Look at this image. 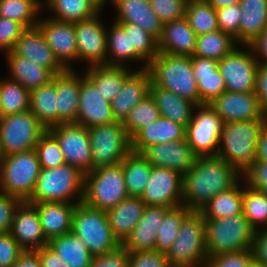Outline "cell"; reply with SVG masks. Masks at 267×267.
Instances as JSON below:
<instances>
[{"mask_svg":"<svg viewBox=\"0 0 267 267\" xmlns=\"http://www.w3.org/2000/svg\"><path fill=\"white\" fill-rule=\"evenodd\" d=\"M37 208L43 234L46 240L72 232L73 214L76 204L66 202L30 203Z\"/></svg>","mask_w":267,"mask_h":267,"instance_id":"obj_27","label":"cell"},{"mask_svg":"<svg viewBox=\"0 0 267 267\" xmlns=\"http://www.w3.org/2000/svg\"><path fill=\"white\" fill-rule=\"evenodd\" d=\"M252 251L254 261L267 267V228L255 231Z\"/></svg>","mask_w":267,"mask_h":267,"instance_id":"obj_60","label":"cell"},{"mask_svg":"<svg viewBox=\"0 0 267 267\" xmlns=\"http://www.w3.org/2000/svg\"><path fill=\"white\" fill-rule=\"evenodd\" d=\"M191 212L185 205L170 208L157 231L155 251L167 253L177 238L183 219Z\"/></svg>","mask_w":267,"mask_h":267,"instance_id":"obj_47","label":"cell"},{"mask_svg":"<svg viewBox=\"0 0 267 267\" xmlns=\"http://www.w3.org/2000/svg\"><path fill=\"white\" fill-rule=\"evenodd\" d=\"M242 213L255 229L267 228V199L263 191L254 190L243 183ZM261 225V226H260Z\"/></svg>","mask_w":267,"mask_h":267,"instance_id":"obj_49","label":"cell"},{"mask_svg":"<svg viewBox=\"0 0 267 267\" xmlns=\"http://www.w3.org/2000/svg\"><path fill=\"white\" fill-rule=\"evenodd\" d=\"M108 0H93V2L101 9L103 10V7L105 6L106 2ZM113 1V0H110Z\"/></svg>","mask_w":267,"mask_h":267,"instance_id":"obj_67","label":"cell"},{"mask_svg":"<svg viewBox=\"0 0 267 267\" xmlns=\"http://www.w3.org/2000/svg\"><path fill=\"white\" fill-rule=\"evenodd\" d=\"M119 24L125 31H130L131 61H136V63L144 61L141 69H146L148 64L159 54L158 40L136 24Z\"/></svg>","mask_w":267,"mask_h":267,"instance_id":"obj_41","label":"cell"},{"mask_svg":"<svg viewBox=\"0 0 267 267\" xmlns=\"http://www.w3.org/2000/svg\"><path fill=\"white\" fill-rule=\"evenodd\" d=\"M128 196L121 163L85 173L82 202L87 206L108 211Z\"/></svg>","mask_w":267,"mask_h":267,"instance_id":"obj_7","label":"cell"},{"mask_svg":"<svg viewBox=\"0 0 267 267\" xmlns=\"http://www.w3.org/2000/svg\"><path fill=\"white\" fill-rule=\"evenodd\" d=\"M183 175L178 171L154 167L141 199L146 205L176 207L182 205Z\"/></svg>","mask_w":267,"mask_h":267,"instance_id":"obj_16","label":"cell"},{"mask_svg":"<svg viewBox=\"0 0 267 267\" xmlns=\"http://www.w3.org/2000/svg\"><path fill=\"white\" fill-rule=\"evenodd\" d=\"M84 176L79 168L67 163L55 168H41L34 193L27 202L82 203Z\"/></svg>","mask_w":267,"mask_h":267,"instance_id":"obj_4","label":"cell"},{"mask_svg":"<svg viewBox=\"0 0 267 267\" xmlns=\"http://www.w3.org/2000/svg\"><path fill=\"white\" fill-rule=\"evenodd\" d=\"M176 240L166 253L171 267H206L208 261L205 219L191 211L182 221Z\"/></svg>","mask_w":267,"mask_h":267,"instance_id":"obj_5","label":"cell"},{"mask_svg":"<svg viewBox=\"0 0 267 267\" xmlns=\"http://www.w3.org/2000/svg\"><path fill=\"white\" fill-rule=\"evenodd\" d=\"M223 125L210 104L196 106L192 120L186 126L185 138L198 157L217 155Z\"/></svg>","mask_w":267,"mask_h":267,"instance_id":"obj_12","label":"cell"},{"mask_svg":"<svg viewBox=\"0 0 267 267\" xmlns=\"http://www.w3.org/2000/svg\"><path fill=\"white\" fill-rule=\"evenodd\" d=\"M112 3L117 11L115 22L136 24L157 40L160 38L163 23L152 10L149 0H113Z\"/></svg>","mask_w":267,"mask_h":267,"instance_id":"obj_26","label":"cell"},{"mask_svg":"<svg viewBox=\"0 0 267 267\" xmlns=\"http://www.w3.org/2000/svg\"><path fill=\"white\" fill-rule=\"evenodd\" d=\"M150 95L159 109L160 116L181 124L185 128L191 122L193 111L197 106L194 102L158 87L153 82L150 86Z\"/></svg>","mask_w":267,"mask_h":267,"instance_id":"obj_33","label":"cell"},{"mask_svg":"<svg viewBox=\"0 0 267 267\" xmlns=\"http://www.w3.org/2000/svg\"><path fill=\"white\" fill-rule=\"evenodd\" d=\"M26 29L23 24L0 16V49L5 53L13 51L17 40Z\"/></svg>","mask_w":267,"mask_h":267,"instance_id":"obj_54","label":"cell"},{"mask_svg":"<svg viewBox=\"0 0 267 267\" xmlns=\"http://www.w3.org/2000/svg\"><path fill=\"white\" fill-rule=\"evenodd\" d=\"M145 202L138 196H128L106 211L114 238L122 245L142 218Z\"/></svg>","mask_w":267,"mask_h":267,"instance_id":"obj_29","label":"cell"},{"mask_svg":"<svg viewBox=\"0 0 267 267\" xmlns=\"http://www.w3.org/2000/svg\"><path fill=\"white\" fill-rule=\"evenodd\" d=\"M12 267H42L35 251H24Z\"/></svg>","mask_w":267,"mask_h":267,"instance_id":"obj_64","label":"cell"},{"mask_svg":"<svg viewBox=\"0 0 267 267\" xmlns=\"http://www.w3.org/2000/svg\"><path fill=\"white\" fill-rule=\"evenodd\" d=\"M72 233L85 243L93 256L110 253L120 246L113 236L106 211L91 208L83 202L76 204Z\"/></svg>","mask_w":267,"mask_h":267,"instance_id":"obj_9","label":"cell"},{"mask_svg":"<svg viewBox=\"0 0 267 267\" xmlns=\"http://www.w3.org/2000/svg\"><path fill=\"white\" fill-rule=\"evenodd\" d=\"M4 157L2 150H1V145H0V161L2 160V158Z\"/></svg>","mask_w":267,"mask_h":267,"instance_id":"obj_69","label":"cell"},{"mask_svg":"<svg viewBox=\"0 0 267 267\" xmlns=\"http://www.w3.org/2000/svg\"><path fill=\"white\" fill-rule=\"evenodd\" d=\"M41 167L35 149L6 155L0 161V192L28 201Z\"/></svg>","mask_w":267,"mask_h":267,"instance_id":"obj_6","label":"cell"},{"mask_svg":"<svg viewBox=\"0 0 267 267\" xmlns=\"http://www.w3.org/2000/svg\"><path fill=\"white\" fill-rule=\"evenodd\" d=\"M23 252L9 232L0 233V267H12Z\"/></svg>","mask_w":267,"mask_h":267,"instance_id":"obj_57","label":"cell"},{"mask_svg":"<svg viewBox=\"0 0 267 267\" xmlns=\"http://www.w3.org/2000/svg\"><path fill=\"white\" fill-rule=\"evenodd\" d=\"M245 50L235 47L218 61V69L225 80L226 91L249 93L255 91L258 61L249 45Z\"/></svg>","mask_w":267,"mask_h":267,"instance_id":"obj_13","label":"cell"},{"mask_svg":"<svg viewBox=\"0 0 267 267\" xmlns=\"http://www.w3.org/2000/svg\"><path fill=\"white\" fill-rule=\"evenodd\" d=\"M13 51L17 55L49 69L54 75L66 70L56 59L53 50L49 47L37 26L27 28L22 33Z\"/></svg>","mask_w":267,"mask_h":267,"instance_id":"obj_25","label":"cell"},{"mask_svg":"<svg viewBox=\"0 0 267 267\" xmlns=\"http://www.w3.org/2000/svg\"><path fill=\"white\" fill-rule=\"evenodd\" d=\"M255 160L267 162V123L264 125L259 134Z\"/></svg>","mask_w":267,"mask_h":267,"instance_id":"obj_65","label":"cell"},{"mask_svg":"<svg viewBox=\"0 0 267 267\" xmlns=\"http://www.w3.org/2000/svg\"><path fill=\"white\" fill-rule=\"evenodd\" d=\"M241 180L251 189L267 191V162L254 160L241 173Z\"/></svg>","mask_w":267,"mask_h":267,"instance_id":"obj_55","label":"cell"},{"mask_svg":"<svg viewBox=\"0 0 267 267\" xmlns=\"http://www.w3.org/2000/svg\"><path fill=\"white\" fill-rule=\"evenodd\" d=\"M185 132L186 128L183 125L160 116L131 139V150L141 153L145 148L154 144L182 140L185 138Z\"/></svg>","mask_w":267,"mask_h":267,"instance_id":"obj_31","label":"cell"},{"mask_svg":"<svg viewBox=\"0 0 267 267\" xmlns=\"http://www.w3.org/2000/svg\"><path fill=\"white\" fill-rule=\"evenodd\" d=\"M230 35L218 29L214 32L197 36L196 49L193 56L221 60L238 45Z\"/></svg>","mask_w":267,"mask_h":267,"instance_id":"obj_42","label":"cell"},{"mask_svg":"<svg viewBox=\"0 0 267 267\" xmlns=\"http://www.w3.org/2000/svg\"><path fill=\"white\" fill-rule=\"evenodd\" d=\"M209 104L224 123L267 119L254 92L225 91Z\"/></svg>","mask_w":267,"mask_h":267,"instance_id":"obj_18","label":"cell"},{"mask_svg":"<svg viewBox=\"0 0 267 267\" xmlns=\"http://www.w3.org/2000/svg\"><path fill=\"white\" fill-rule=\"evenodd\" d=\"M35 252L38 254L42 267H69V265L48 246L35 250Z\"/></svg>","mask_w":267,"mask_h":267,"instance_id":"obj_62","label":"cell"},{"mask_svg":"<svg viewBox=\"0 0 267 267\" xmlns=\"http://www.w3.org/2000/svg\"><path fill=\"white\" fill-rule=\"evenodd\" d=\"M41 168H55L65 162L57 140L47 131L35 147Z\"/></svg>","mask_w":267,"mask_h":267,"instance_id":"obj_50","label":"cell"},{"mask_svg":"<svg viewBox=\"0 0 267 267\" xmlns=\"http://www.w3.org/2000/svg\"><path fill=\"white\" fill-rule=\"evenodd\" d=\"M50 247L69 267H90L93 255L85 243L72 232L48 242Z\"/></svg>","mask_w":267,"mask_h":267,"instance_id":"obj_37","label":"cell"},{"mask_svg":"<svg viewBox=\"0 0 267 267\" xmlns=\"http://www.w3.org/2000/svg\"><path fill=\"white\" fill-rule=\"evenodd\" d=\"M159 117V109L151 95H148L132 108L122 124L126 133L132 139L142 128L150 125Z\"/></svg>","mask_w":267,"mask_h":267,"instance_id":"obj_48","label":"cell"},{"mask_svg":"<svg viewBox=\"0 0 267 267\" xmlns=\"http://www.w3.org/2000/svg\"><path fill=\"white\" fill-rule=\"evenodd\" d=\"M129 251L120 245L116 250L92 257L90 267H128Z\"/></svg>","mask_w":267,"mask_h":267,"instance_id":"obj_59","label":"cell"},{"mask_svg":"<svg viewBox=\"0 0 267 267\" xmlns=\"http://www.w3.org/2000/svg\"><path fill=\"white\" fill-rule=\"evenodd\" d=\"M170 207L146 205L144 214L122 246L129 252L155 251L157 231Z\"/></svg>","mask_w":267,"mask_h":267,"instance_id":"obj_24","label":"cell"},{"mask_svg":"<svg viewBox=\"0 0 267 267\" xmlns=\"http://www.w3.org/2000/svg\"><path fill=\"white\" fill-rule=\"evenodd\" d=\"M47 128L30 111L0 117V145L4 156L35 149Z\"/></svg>","mask_w":267,"mask_h":267,"instance_id":"obj_10","label":"cell"},{"mask_svg":"<svg viewBox=\"0 0 267 267\" xmlns=\"http://www.w3.org/2000/svg\"><path fill=\"white\" fill-rule=\"evenodd\" d=\"M58 142L65 162L84 174L94 169L88 128L76 123H62L47 130Z\"/></svg>","mask_w":267,"mask_h":267,"instance_id":"obj_14","label":"cell"},{"mask_svg":"<svg viewBox=\"0 0 267 267\" xmlns=\"http://www.w3.org/2000/svg\"><path fill=\"white\" fill-rule=\"evenodd\" d=\"M45 6L51 10L55 20L64 22H80L89 19L102 10L93 2V0H45ZM45 4V5H44Z\"/></svg>","mask_w":267,"mask_h":267,"instance_id":"obj_39","label":"cell"},{"mask_svg":"<svg viewBox=\"0 0 267 267\" xmlns=\"http://www.w3.org/2000/svg\"><path fill=\"white\" fill-rule=\"evenodd\" d=\"M85 76L111 102L121 91L126 78L133 72L129 66L100 65L87 67Z\"/></svg>","mask_w":267,"mask_h":267,"instance_id":"obj_35","label":"cell"},{"mask_svg":"<svg viewBox=\"0 0 267 267\" xmlns=\"http://www.w3.org/2000/svg\"><path fill=\"white\" fill-rule=\"evenodd\" d=\"M154 13L162 23L171 22L185 16L188 0H149Z\"/></svg>","mask_w":267,"mask_h":267,"instance_id":"obj_52","label":"cell"},{"mask_svg":"<svg viewBox=\"0 0 267 267\" xmlns=\"http://www.w3.org/2000/svg\"><path fill=\"white\" fill-rule=\"evenodd\" d=\"M255 231L243 213L223 219H205L208 258L225 252L252 249Z\"/></svg>","mask_w":267,"mask_h":267,"instance_id":"obj_8","label":"cell"},{"mask_svg":"<svg viewBox=\"0 0 267 267\" xmlns=\"http://www.w3.org/2000/svg\"><path fill=\"white\" fill-rule=\"evenodd\" d=\"M264 193H265V197H266V199H267V191H263Z\"/></svg>","mask_w":267,"mask_h":267,"instance_id":"obj_71","label":"cell"},{"mask_svg":"<svg viewBox=\"0 0 267 267\" xmlns=\"http://www.w3.org/2000/svg\"><path fill=\"white\" fill-rule=\"evenodd\" d=\"M24 251H35L48 246L37 208L23 201L17 208L9 232Z\"/></svg>","mask_w":267,"mask_h":267,"instance_id":"obj_21","label":"cell"},{"mask_svg":"<svg viewBox=\"0 0 267 267\" xmlns=\"http://www.w3.org/2000/svg\"><path fill=\"white\" fill-rule=\"evenodd\" d=\"M215 9L230 6L233 4H239L240 0H206Z\"/></svg>","mask_w":267,"mask_h":267,"instance_id":"obj_66","label":"cell"},{"mask_svg":"<svg viewBox=\"0 0 267 267\" xmlns=\"http://www.w3.org/2000/svg\"><path fill=\"white\" fill-rule=\"evenodd\" d=\"M240 181L241 179L230 189L209 200L200 210L204 219H223L242 214L243 186Z\"/></svg>","mask_w":267,"mask_h":267,"instance_id":"obj_36","label":"cell"},{"mask_svg":"<svg viewBox=\"0 0 267 267\" xmlns=\"http://www.w3.org/2000/svg\"><path fill=\"white\" fill-rule=\"evenodd\" d=\"M151 83L147 68L135 70L126 78L120 93L110 102L116 121L123 122L132 108L150 95Z\"/></svg>","mask_w":267,"mask_h":267,"instance_id":"obj_22","label":"cell"},{"mask_svg":"<svg viewBox=\"0 0 267 267\" xmlns=\"http://www.w3.org/2000/svg\"><path fill=\"white\" fill-rule=\"evenodd\" d=\"M59 63L67 70L73 69L72 63L78 61L76 31L74 23L55 20L53 18L39 19L36 25ZM71 62V63H70Z\"/></svg>","mask_w":267,"mask_h":267,"instance_id":"obj_17","label":"cell"},{"mask_svg":"<svg viewBox=\"0 0 267 267\" xmlns=\"http://www.w3.org/2000/svg\"><path fill=\"white\" fill-rule=\"evenodd\" d=\"M241 174L219 156L197 157L183 175L182 202L191 211H200L211 198L233 187Z\"/></svg>","mask_w":267,"mask_h":267,"instance_id":"obj_1","label":"cell"},{"mask_svg":"<svg viewBox=\"0 0 267 267\" xmlns=\"http://www.w3.org/2000/svg\"><path fill=\"white\" fill-rule=\"evenodd\" d=\"M106 33L107 35V65L125 66L127 61H131V41L130 31L117 22H113ZM126 61V62H125Z\"/></svg>","mask_w":267,"mask_h":267,"instance_id":"obj_46","label":"cell"},{"mask_svg":"<svg viewBox=\"0 0 267 267\" xmlns=\"http://www.w3.org/2000/svg\"><path fill=\"white\" fill-rule=\"evenodd\" d=\"M191 63L198 85L199 105L211 103L226 91L225 80L218 69V61L192 55Z\"/></svg>","mask_w":267,"mask_h":267,"instance_id":"obj_30","label":"cell"},{"mask_svg":"<svg viewBox=\"0 0 267 267\" xmlns=\"http://www.w3.org/2000/svg\"><path fill=\"white\" fill-rule=\"evenodd\" d=\"M5 56L10 70L9 79L19 82L28 91L46 85L54 77V74L49 69L17 55L14 51L5 53Z\"/></svg>","mask_w":267,"mask_h":267,"instance_id":"obj_32","label":"cell"},{"mask_svg":"<svg viewBox=\"0 0 267 267\" xmlns=\"http://www.w3.org/2000/svg\"><path fill=\"white\" fill-rule=\"evenodd\" d=\"M128 267H171L166 253L159 251L129 252Z\"/></svg>","mask_w":267,"mask_h":267,"instance_id":"obj_56","label":"cell"},{"mask_svg":"<svg viewBox=\"0 0 267 267\" xmlns=\"http://www.w3.org/2000/svg\"><path fill=\"white\" fill-rule=\"evenodd\" d=\"M185 17L197 36L219 29L216 9L206 0H188Z\"/></svg>","mask_w":267,"mask_h":267,"instance_id":"obj_45","label":"cell"},{"mask_svg":"<svg viewBox=\"0 0 267 267\" xmlns=\"http://www.w3.org/2000/svg\"><path fill=\"white\" fill-rule=\"evenodd\" d=\"M94 169L117 165L132 151L131 139L122 122L88 128Z\"/></svg>","mask_w":267,"mask_h":267,"instance_id":"obj_11","label":"cell"},{"mask_svg":"<svg viewBox=\"0 0 267 267\" xmlns=\"http://www.w3.org/2000/svg\"><path fill=\"white\" fill-rule=\"evenodd\" d=\"M253 260L252 249L225 252L209 257L206 267H248Z\"/></svg>","mask_w":267,"mask_h":267,"instance_id":"obj_53","label":"cell"},{"mask_svg":"<svg viewBox=\"0 0 267 267\" xmlns=\"http://www.w3.org/2000/svg\"><path fill=\"white\" fill-rule=\"evenodd\" d=\"M263 112L267 115V65L259 64L256 71L255 91Z\"/></svg>","mask_w":267,"mask_h":267,"instance_id":"obj_61","label":"cell"},{"mask_svg":"<svg viewBox=\"0 0 267 267\" xmlns=\"http://www.w3.org/2000/svg\"><path fill=\"white\" fill-rule=\"evenodd\" d=\"M0 117H1V100H0Z\"/></svg>","mask_w":267,"mask_h":267,"instance_id":"obj_70","label":"cell"},{"mask_svg":"<svg viewBox=\"0 0 267 267\" xmlns=\"http://www.w3.org/2000/svg\"><path fill=\"white\" fill-rule=\"evenodd\" d=\"M101 12L95 16L74 23L78 60L88 64L87 67L107 65V35L100 19Z\"/></svg>","mask_w":267,"mask_h":267,"instance_id":"obj_15","label":"cell"},{"mask_svg":"<svg viewBox=\"0 0 267 267\" xmlns=\"http://www.w3.org/2000/svg\"><path fill=\"white\" fill-rule=\"evenodd\" d=\"M248 267H263L261 264L256 263L254 260L249 264Z\"/></svg>","mask_w":267,"mask_h":267,"instance_id":"obj_68","label":"cell"},{"mask_svg":"<svg viewBox=\"0 0 267 267\" xmlns=\"http://www.w3.org/2000/svg\"><path fill=\"white\" fill-rule=\"evenodd\" d=\"M56 95L55 75L46 85L30 91L29 110L47 129L57 125Z\"/></svg>","mask_w":267,"mask_h":267,"instance_id":"obj_38","label":"cell"},{"mask_svg":"<svg viewBox=\"0 0 267 267\" xmlns=\"http://www.w3.org/2000/svg\"><path fill=\"white\" fill-rule=\"evenodd\" d=\"M259 64L267 65V27L249 43Z\"/></svg>","mask_w":267,"mask_h":267,"instance_id":"obj_63","label":"cell"},{"mask_svg":"<svg viewBox=\"0 0 267 267\" xmlns=\"http://www.w3.org/2000/svg\"><path fill=\"white\" fill-rule=\"evenodd\" d=\"M116 122L111 103L85 77L80 85L78 115L76 124L90 128L98 125H107Z\"/></svg>","mask_w":267,"mask_h":267,"instance_id":"obj_20","label":"cell"},{"mask_svg":"<svg viewBox=\"0 0 267 267\" xmlns=\"http://www.w3.org/2000/svg\"><path fill=\"white\" fill-rule=\"evenodd\" d=\"M121 164L128 195L141 197L149 180L152 165L141 153L132 151Z\"/></svg>","mask_w":267,"mask_h":267,"instance_id":"obj_40","label":"cell"},{"mask_svg":"<svg viewBox=\"0 0 267 267\" xmlns=\"http://www.w3.org/2000/svg\"><path fill=\"white\" fill-rule=\"evenodd\" d=\"M85 77V74H78L74 69H67L55 75L57 125L76 123L80 85Z\"/></svg>","mask_w":267,"mask_h":267,"instance_id":"obj_23","label":"cell"},{"mask_svg":"<svg viewBox=\"0 0 267 267\" xmlns=\"http://www.w3.org/2000/svg\"><path fill=\"white\" fill-rule=\"evenodd\" d=\"M239 45H249L267 27V0H240Z\"/></svg>","mask_w":267,"mask_h":267,"instance_id":"obj_34","label":"cell"},{"mask_svg":"<svg viewBox=\"0 0 267 267\" xmlns=\"http://www.w3.org/2000/svg\"><path fill=\"white\" fill-rule=\"evenodd\" d=\"M1 116L23 113L29 110L30 91L19 82L0 79Z\"/></svg>","mask_w":267,"mask_h":267,"instance_id":"obj_44","label":"cell"},{"mask_svg":"<svg viewBox=\"0 0 267 267\" xmlns=\"http://www.w3.org/2000/svg\"><path fill=\"white\" fill-rule=\"evenodd\" d=\"M151 81L158 87L199 105V92L191 56L159 52L148 64Z\"/></svg>","mask_w":267,"mask_h":267,"instance_id":"obj_3","label":"cell"},{"mask_svg":"<svg viewBox=\"0 0 267 267\" xmlns=\"http://www.w3.org/2000/svg\"><path fill=\"white\" fill-rule=\"evenodd\" d=\"M22 202L20 198L0 192V233L10 232L15 212Z\"/></svg>","mask_w":267,"mask_h":267,"instance_id":"obj_58","label":"cell"},{"mask_svg":"<svg viewBox=\"0 0 267 267\" xmlns=\"http://www.w3.org/2000/svg\"><path fill=\"white\" fill-rule=\"evenodd\" d=\"M197 35L186 17L163 24L158 39L159 52L172 55L192 56L196 49Z\"/></svg>","mask_w":267,"mask_h":267,"instance_id":"obj_28","label":"cell"},{"mask_svg":"<svg viewBox=\"0 0 267 267\" xmlns=\"http://www.w3.org/2000/svg\"><path fill=\"white\" fill-rule=\"evenodd\" d=\"M267 119L224 123L217 156L240 174L255 160L259 134Z\"/></svg>","mask_w":267,"mask_h":267,"instance_id":"obj_2","label":"cell"},{"mask_svg":"<svg viewBox=\"0 0 267 267\" xmlns=\"http://www.w3.org/2000/svg\"><path fill=\"white\" fill-rule=\"evenodd\" d=\"M43 9L41 0H0V16L19 22L26 28L37 25Z\"/></svg>","mask_w":267,"mask_h":267,"instance_id":"obj_43","label":"cell"},{"mask_svg":"<svg viewBox=\"0 0 267 267\" xmlns=\"http://www.w3.org/2000/svg\"><path fill=\"white\" fill-rule=\"evenodd\" d=\"M219 29L230 35L239 44L240 4L216 9Z\"/></svg>","mask_w":267,"mask_h":267,"instance_id":"obj_51","label":"cell"},{"mask_svg":"<svg viewBox=\"0 0 267 267\" xmlns=\"http://www.w3.org/2000/svg\"><path fill=\"white\" fill-rule=\"evenodd\" d=\"M141 154L154 167L178 171L184 175L196 162L197 155L192 151L187 139L154 144Z\"/></svg>","mask_w":267,"mask_h":267,"instance_id":"obj_19","label":"cell"}]
</instances>
